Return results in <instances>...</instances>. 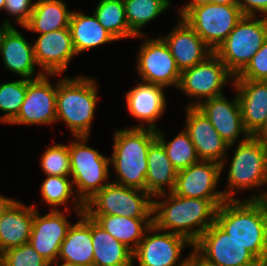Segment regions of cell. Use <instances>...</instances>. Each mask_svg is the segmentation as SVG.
<instances>
[{"mask_svg": "<svg viewBox=\"0 0 267 266\" xmlns=\"http://www.w3.org/2000/svg\"><path fill=\"white\" fill-rule=\"evenodd\" d=\"M164 133L156 130V138L162 143L167 156L177 171L183 170L200 161L191 138L183 129L172 141L166 142Z\"/></svg>", "mask_w": 267, "mask_h": 266, "instance_id": "obj_33", "label": "cell"}, {"mask_svg": "<svg viewBox=\"0 0 267 266\" xmlns=\"http://www.w3.org/2000/svg\"><path fill=\"white\" fill-rule=\"evenodd\" d=\"M55 265H58V266H75V265H68V264H65V263H62L61 265H59L57 262H55Z\"/></svg>", "mask_w": 267, "mask_h": 266, "instance_id": "obj_51", "label": "cell"}, {"mask_svg": "<svg viewBox=\"0 0 267 266\" xmlns=\"http://www.w3.org/2000/svg\"><path fill=\"white\" fill-rule=\"evenodd\" d=\"M156 130L137 125L114 133L110 165L117 173L115 183L145 191L147 154Z\"/></svg>", "mask_w": 267, "mask_h": 266, "instance_id": "obj_3", "label": "cell"}, {"mask_svg": "<svg viewBox=\"0 0 267 266\" xmlns=\"http://www.w3.org/2000/svg\"><path fill=\"white\" fill-rule=\"evenodd\" d=\"M69 29L76 54L116 40L97 20L95 15L87 16L73 12L70 16Z\"/></svg>", "mask_w": 267, "mask_h": 266, "instance_id": "obj_29", "label": "cell"}, {"mask_svg": "<svg viewBox=\"0 0 267 266\" xmlns=\"http://www.w3.org/2000/svg\"><path fill=\"white\" fill-rule=\"evenodd\" d=\"M48 75L29 80L27 92L17 117L10 124L44 125L56 122V93Z\"/></svg>", "mask_w": 267, "mask_h": 266, "instance_id": "obj_14", "label": "cell"}, {"mask_svg": "<svg viewBox=\"0 0 267 266\" xmlns=\"http://www.w3.org/2000/svg\"><path fill=\"white\" fill-rule=\"evenodd\" d=\"M34 205V218L32 222L29 244L47 262H57L60 246L72 225L59 209L40 216Z\"/></svg>", "mask_w": 267, "mask_h": 266, "instance_id": "obj_15", "label": "cell"}, {"mask_svg": "<svg viewBox=\"0 0 267 266\" xmlns=\"http://www.w3.org/2000/svg\"><path fill=\"white\" fill-rule=\"evenodd\" d=\"M186 263L189 266H216L212 262L206 260L202 255H200L194 248L187 256Z\"/></svg>", "mask_w": 267, "mask_h": 266, "instance_id": "obj_41", "label": "cell"}, {"mask_svg": "<svg viewBox=\"0 0 267 266\" xmlns=\"http://www.w3.org/2000/svg\"><path fill=\"white\" fill-rule=\"evenodd\" d=\"M252 136L267 143V114L262 126Z\"/></svg>", "mask_w": 267, "mask_h": 266, "instance_id": "obj_43", "label": "cell"}, {"mask_svg": "<svg viewBox=\"0 0 267 266\" xmlns=\"http://www.w3.org/2000/svg\"><path fill=\"white\" fill-rule=\"evenodd\" d=\"M13 199L4 197L3 195H0V215L4 211V209L8 206V204L12 201Z\"/></svg>", "mask_w": 267, "mask_h": 266, "instance_id": "obj_44", "label": "cell"}, {"mask_svg": "<svg viewBox=\"0 0 267 266\" xmlns=\"http://www.w3.org/2000/svg\"><path fill=\"white\" fill-rule=\"evenodd\" d=\"M5 0H0V10H4Z\"/></svg>", "mask_w": 267, "mask_h": 266, "instance_id": "obj_50", "label": "cell"}, {"mask_svg": "<svg viewBox=\"0 0 267 266\" xmlns=\"http://www.w3.org/2000/svg\"><path fill=\"white\" fill-rule=\"evenodd\" d=\"M71 13L62 0H38L24 28L39 34L69 28Z\"/></svg>", "mask_w": 267, "mask_h": 266, "instance_id": "obj_30", "label": "cell"}, {"mask_svg": "<svg viewBox=\"0 0 267 266\" xmlns=\"http://www.w3.org/2000/svg\"><path fill=\"white\" fill-rule=\"evenodd\" d=\"M94 266H134L133 252L92 219Z\"/></svg>", "mask_w": 267, "mask_h": 266, "instance_id": "obj_28", "label": "cell"}, {"mask_svg": "<svg viewBox=\"0 0 267 266\" xmlns=\"http://www.w3.org/2000/svg\"><path fill=\"white\" fill-rule=\"evenodd\" d=\"M215 223L259 261L267 258V199L226 200Z\"/></svg>", "mask_w": 267, "mask_h": 266, "instance_id": "obj_2", "label": "cell"}, {"mask_svg": "<svg viewBox=\"0 0 267 266\" xmlns=\"http://www.w3.org/2000/svg\"><path fill=\"white\" fill-rule=\"evenodd\" d=\"M63 240L57 261L75 266H94L92 218L83 212Z\"/></svg>", "mask_w": 267, "mask_h": 266, "instance_id": "obj_24", "label": "cell"}, {"mask_svg": "<svg viewBox=\"0 0 267 266\" xmlns=\"http://www.w3.org/2000/svg\"><path fill=\"white\" fill-rule=\"evenodd\" d=\"M259 194V195H258ZM258 194H252L253 196L245 198V199H259V200H266L267 199V192H262Z\"/></svg>", "mask_w": 267, "mask_h": 266, "instance_id": "obj_46", "label": "cell"}, {"mask_svg": "<svg viewBox=\"0 0 267 266\" xmlns=\"http://www.w3.org/2000/svg\"><path fill=\"white\" fill-rule=\"evenodd\" d=\"M221 173L220 163L200 160L177 172L173 193L186 198L226 199L223 191L215 190Z\"/></svg>", "mask_w": 267, "mask_h": 266, "instance_id": "obj_16", "label": "cell"}, {"mask_svg": "<svg viewBox=\"0 0 267 266\" xmlns=\"http://www.w3.org/2000/svg\"><path fill=\"white\" fill-rule=\"evenodd\" d=\"M147 167L146 192L153 198L157 195L166 194L165 185L169 188V193L173 192L178 171L171 164L164 146L157 138L149 147Z\"/></svg>", "mask_w": 267, "mask_h": 266, "instance_id": "obj_26", "label": "cell"}, {"mask_svg": "<svg viewBox=\"0 0 267 266\" xmlns=\"http://www.w3.org/2000/svg\"><path fill=\"white\" fill-rule=\"evenodd\" d=\"M186 127L200 160L214 161L225 166V155L229 145L219 135L210 120L197 108L186 107Z\"/></svg>", "mask_w": 267, "mask_h": 266, "instance_id": "obj_18", "label": "cell"}, {"mask_svg": "<svg viewBox=\"0 0 267 266\" xmlns=\"http://www.w3.org/2000/svg\"><path fill=\"white\" fill-rule=\"evenodd\" d=\"M165 87L141 81L126 93V104L129 113L142 122L147 128L157 130L155 121L162 116L166 108Z\"/></svg>", "mask_w": 267, "mask_h": 266, "instance_id": "obj_25", "label": "cell"}, {"mask_svg": "<svg viewBox=\"0 0 267 266\" xmlns=\"http://www.w3.org/2000/svg\"><path fill=\"white\" fill-rule=\"evenodd\" d=\"M259 266H267V258L259 263Z\"/></svg>", "mask_w": 267, "mask_h": 266, "instance_id": "obj_49", "label": "cell"}, {"mask_svg": "<svg viewBox=\"0 0 267 266\" xmlns=\"http://www.w3.org/2000/svg\"><path fill=\"white\" fill-rule=\"evenodd\" d=\"M233 80L267 81V38L246 67Z\"/></svg>", "mask_w": 267, "mask_h": 266, "instance_id": "obj_38", "label": "cell"}, {"mask_svg": "<svg viewBox=\"0 0 267 266\" xmlns=\"http://www.w3.org/2000/svg\"><path fill=\"white\" fill-rule=\"evenodd\" d=\"M70 176H47L41 185V196L43 200L57 210L56 206L66 205L65 212L68 211L67 201L74 196L73 182H70Z\"/></svg>", "mask_w": 267, "mask_h": 266, "instance_id": "obj_35", "label": "cell"}, {"mask_svg": "<svg viewBox=\"0 0 267 266\" xmlns=\"http://www.w3.org/2000/svg\"><path fill=\"white\" fill-rule=\"evenodd\" d=\"M27 92V79L0 84L1 123H11L18 115Z\"/></svg>", "mask_w": 267, "mask_h": 266, "instance_id": "obj_34", "label": "cell"}, {"mask_svg": "<svg viewBox=\"0 0 267 266\" xmlns=\"http://www.w3.org/2000/svg\"><path fill=\"white\" fill-rule=\"evenodd\" d=\"M130 30L138 37L145 36L141 28L170 6L169 0H123Z\"/></svg>", "mask_w": 267, "mask_h": 266, "instance_id": "obj_32", "label": "cell"}, {"mask_svg": "<svg viewBox=\"0 0 267 266\" xmlns=\"http://www.w3.org/2000/svg\"><path fill=\"white\" fill-rule=\"evenodd\" d=\"M88 216L132 252L137 248L147 230L153 225L152 218H128L119 215Z\"/></svg>", "mask_w": 267, "mask_h": 266, "instance_id": "obj_27", "label": "cell"}, {"mask_svg": "<svg viewBox=\"0 0 267 266\" xmlns=\"http://www.w3.org/2000/svg\"><path fill=\"white\" fill-rule=\"evenodd\" d=\"M0 53L6 68L24 79L33 80L44 75L40 71L33 78L37 65L34 45L30 46L26 38L14 26H8L4 31L0 42Z\"/></svg>", "mask_w": 267, "mask_h": 266, "instance_id": "obj_21", "label": "cell"}, {"mask_svg": "<svg viewBox=\"0 0 267 266\" xmlns=\"http://www.w3.org/2000/svg\"><path fill=\"white\" fill-rule=\"evenodd\" d=\"M155 196L152 222L161 231L187 238L194 244L202 233L215 222L217 208L226 199H201L178 196L173 192ZM157 197H166L157 201ZM171 230V231H169Z\"/></svg>", "mask_w": 267, "mask_h": 266, "instance_id": "obj_1", "label": "cell"}, {"mask_svg": "<svg viewBox=\"0 0 267 266\" xmlns=\"http://www.w3.org/2000/svg\"><path fill=\"white\" fill-rule=\"evenodd\" d=\"M181 266H189L186 262L183 264V265H181Z\"/></svg>", "mask_w": 267, "mask_h": 266, "instance_id": "obj_52", "label": "cell"}, {"mask_svg": "<svg viewBox=\"0 0 267 266\" xmlns=\"http://www.w3.org/2000/svg\"><path fill=\"white\" fill-rule=\"evenodd\" d=\"M40 36L34 43V56L41 71L48 75L65 72L76 54L69 28L51 31Z\"/></svg>", "mask_w": 267, "mask_h": 266, "instance_id": "obj_19", "label": "cell"}, {"mask_svg": "<svg viewBox=\"0 0 267 266\" xmlns=\"http://www.w3.org/2000/svg\"><path fill=\"white\" fill-rule=\"evenodd\" d=\"M153 197L146 191L110 182L85 203L87 215L152 218Z\"/></svg>", "mask_w": 267, "mask_h": 266, "instance_id": "obj_8", "label": "cell"}, {"mask_svg": "<svg viewBox=\"0 0 267 266\" xmlns=\"http://www.w3.org/2000/svg\"><path fill=\"white\" fill-rule=\"evenodd\" d=\"M193 248L216 266H259L260 263L215 222L202 233Z\"/></svg>", "mask_w": 267, "mask_h": 266, "instance_id": "obj_11", "label": "cell"}, {"mask_svg": "<svg viewBox=\"0 0 267 266\" xmlns=\"http://www.w3.org/2000/svg\"><path fill=\"white\" fill-rule=\"evenodd\" d=\"M230 79L234 76L213 52L204 61L181 72L178 89L191 99L203 98L204 101L223 95V86Z\"/></svg>", "mask_w": 267, "mask_h": 266, "instance_id": "obj_10", "label": "cell"}, {"mask_svg": "<svg viewBox=\"0 0 267 266\" xmlns=\"http://www.w3.org/2000/svg\"><path fill=\"white\" fill-rule=\"evenodd\" d=\"M214 4H238V0H211Z\"/></svg>", "mask_w": 267, "mask_h": 266, "instance_id": "obj_45", "label": "cell"}, {"mask_svg": "<svg viewBox=\"0 0 267 266\" xmlns=\"http://www.w3.org/2000/svg\"><path fill=\"white\" fill-rule=\"evenodd\" d=\"M34 6L32 0H5L4 10L15 16V22L24 27L31 17Z\"/></svg>", "mask_w": 267, "mask_h": 266, "instance_id": "obj_39", "label": "cell"}, {"mask_svg": "<svg viewBox=\"0 0 267 266\" xmlns=\"http://www.w3.org/2000/svg\"><path fill=\"white\" fill-rule=\"evenodd\" d=\"M69 145L71 176L73 185H77L75 211L80 216L85 211V203L98 191L108 185L110 157H105L97 150L87 146L89 137H75Z\"/></svg>", "mask_w": 267, "mask_h": 266, "instance_id": "obj_5", "label": "cell"}, {"mask_svg": "<svg viewBox=\"0 0 267 266\" xmlns=\"http://www.w3.org/2000/svg\"><path fill=\"white\" fill-rule=\"evenodd\" d=\"M152 225L145 233L143 239L133 251L132 259H137L139 266H181L186 258L179 262L185 246L193 244L185 237L166 232L159 233ZM156 232H158L156 234ZM153 233V234H152ZM178 261V262H177Z\"/></svg>", "mask_w": 267, "mask_h": 266, "instance_id": "obj_13", "label": "cell"}, {"mask_svg": "<svg viewBox=\"0 0 267 266\" xmlns=\"http://www.w3.org/2000/svg\"><path fill=\"white\" fill-rule=\"evenodd\" d=\"M189 102L187 107H197L211 122L229 148L235 145L237 137L251 135L243 125L240 104L237 95L229 102L224 94L204 101Z\"/></svg>", "mask_w": 267, "mask_h": 266, "instance_id": "obj_17", "label": "cell"}, {"mask_svg": "<svg viewBox=\"0 0 267 266\" xmlns=\"http://www.w3.org/2000/svg\"><path fill=\"white\" fill-rule=\"evenodd\" d=\"M41 168L47 176H70L69 145L54 144L41 155Z\"/></svg>", "mask_w": 267, "mask_h": 266, "instance_id": "obj_36", "label": "cell"}, {"mask_svg": "<svg viewBox=\"0 0 267 266\" xmlns=\"http://www.w3.org/2000/svg\"><path fill=\"white\" fill-rule=\"evenodd\" d=\"M267 38V17L244 15L214 52L236 77Z\"/></svg>", "mask_w": 267, "mask_h": 266, "instance_id": "obj_7", "label": "cell"}, {"mask_svg": "<svg viewBox=\"0 0 267 266\" xmlns=\"http://www.w3.org/2000/svg\"><path fill=\"white\" fill-rule=\"evenodd\" d=\"M94 15L116 40L138 37L128 26L123 0H100Z\"/></svg>", "mask_w": 267, "mask_h": 266, "instance_id": "obj_31", "label": "cell"}, {"mask_svg": "<svg viewBox=\"0 0 267 266\" xmlns=\"http://www.w3.org/2000/svg\"><path fill=\"white\" fill-rule=\"evenodd\" d=\"M136 69L143 82L165 88L169 85L179 86L181 71L161 37L146 39L141 45Z\"/></svg>", "mask_w": 267, "mask_h": 266, "instance_id": "obj_12", "label": "cell"}, {"mask_svg": "<svg viewBox=\"0 0 267 266\" xmlns=\"http://www.w3.org/2000/svg\"><path fill=\"white\" fill-rule=\"evenodd\" d=\"M179 19L173 31L161 38L182 72L204 61L213 51L183 18Z\"/></svg>", "mask_w": 267, "mask_h": 266, "instance_id": "obj_20", "label": "cell"}, {"mask_svg": "<svg viewBox=\"0 0 267 266\" xmlns=\"http://www.w3.org/2000/svg\"><path fill=\"white\" fill-rule=\"evenodd\" d=\"M4 253L5 266H51L28 243L16 248H11Z\"/></svg>", "mask_w": 267, "mask_h": 266, "instance_id": "obj_37", "label": "cell"}, {"mask_svg": "<svg viewBox=\"0 0 267 266\" xmlns=\"http://www.w3.org/2000/svg\"><path fill=\"white\" fill-rule=\"evenodd\" d=\"M243 16L238 4L208 3L192 8L183 19L215 52Z\"/></svg>", "mask_w": 267, "mask_h": 266, "instance_id": "obj_9", "label": "cell"}, {"mask_svg": "<svg viewBox=\"0 0 267 266\" xmlns=\"http://www.w3.org/2000/svg\"><path fill=\"white\" fill-rule=\"evenodd\" d=\"M228 170L227 186L223 191L226 200H236L233 195L240 189L267 185V143L245 137L237 144ZM235 189V190H234Z\"/></svg>", "mask_w": 267, "mask_h": 266, "instance_id": "obj_6", "label": "cell"}, {"mask_svg": "<svg viewBox=\"0 0 267 266\" xmlns=\"http://www.w3.org/2000/svg\"><path fill=\"white\" fill-rule=\"evenodd\" d=\"M240 104L243 125L253 135L264 123L267 114V81L233 80Z\"/></svg>", "mask_w": 267, "mask_h": 266, "instance_id": "obj_23", "label": "cell"}, {"mask_svg": "<svg viewBox=\"0 0 267 266\" xmlns=\"http://www.w3.org/2000/svg\"><path fill=\"white\" fill-rule=\"evenodd\" d=\"M243 15L256 16V12H261L267 17V0H238Z\"/></svg>", "mask_w": 267, "mask_h": 266, "instance_id": "obj_40", "label": "cell"}, {"mask_svg": "<svg viewBox=\"0 0 267 266\" xmlns=\"http://www.w3.org/2000/svg\"><path fill=\"white\" fill-rule=\"evenodd\" d=\"M33 218L34 205L12 200L0 215V251L28 244Z\"/></svg>", "mask_w": 267, "mask_h": 266, "instance_id": "obj_22", "label": "cell"}, {"mask_svg": "<svg viewBox=\"0 0 267 266\" xmlns=\"http://www.w3.org/2000/svg\"><path fill=\"white\" fill-rule=\"evenodd\" d=\"M95 79L86 76L62 78L57 82L56 122L63 121L74 137H89L97 103Z\"/></svg>", "mask_w": 267, "mask_h": 266, "instance_id": "obj_4", "label": "cell"}, {"mask_svg": "<svg viewBox=\"0 0 267 266\" xmlns=\"http://www.w3.org/2000/svg\"><path fill=\"white\" fill-rule=\"evenodd\" d=\"M8 26H13V25L8 20H4V22L0 28V42H1L2 35Z\"/></svg>", "mask_w": 267, "mask_h": 266, "instance_id": "obj_47", "label": "cell"}, {"mask_svg": "<svg viewBox=\"0 0 267 266\" xmlns=\"http://www.w3.org/2000/svg\"><path fill=\"white\" fill-rule=\"evenodd\" d=\"M0 266H5V258L2 251H0Z\"/></svg>", "mask_w": 267, "mask_h": 266, "instance_id": "obj_48", "label": "cell"}, {"mask_svg": "<svg viewBox=\"0 0 267 266\" xmlns=\"http://www.w3.org/2000/svg\"><path fill=\"white\" fill-rule=\"evenodd\" d=\"M208 3H211V0H191L186 6L180 9L179 16L183 18L192 8Z\"/></svg>", "mask_w": 267, "mask_h": 266, "instance_id": "obj_42", "label": "cell"}]
</instances>
